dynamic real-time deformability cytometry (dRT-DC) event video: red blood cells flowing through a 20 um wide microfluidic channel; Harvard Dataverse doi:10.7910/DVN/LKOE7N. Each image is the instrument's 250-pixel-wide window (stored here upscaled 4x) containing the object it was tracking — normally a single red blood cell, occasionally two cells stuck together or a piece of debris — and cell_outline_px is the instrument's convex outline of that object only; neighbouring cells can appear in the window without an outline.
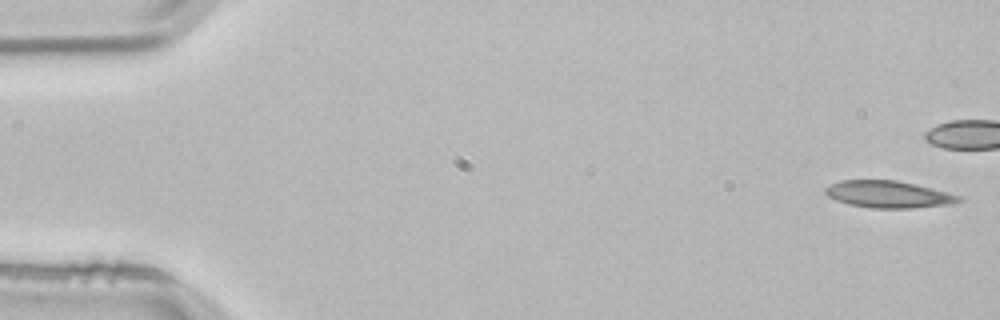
{"species": "common noctule bat (a hibernating species)", "species_latin": "Nyctalus noctula", "temperature_condition": "room temperature", "stored_images_in_passage": 41, "camera_frame_rate_fps": 3000, "um_per_image_px": 0.085, "animal": {"sex": "male", "body_mass_g": 21.5, "forearm_length_mm": 52.0}, "frame": {"image": 1, "passage_image": 1, "time_ms": 0.0, "image_size_px": [1000, 320], "cell_outline_px": [[960, 200], [952, 204], [912, 208], [872, 208], [848, 204], [836, 200], [828, 196], [824, 192], [824, 188], [840, 180], [896, 180], [916, 184], [948, 192], [960, 196]], "centroid_in_image_um": [75.5, 16.51], "position_along_channel_um": 9.5, "area_um2": 20.92}}
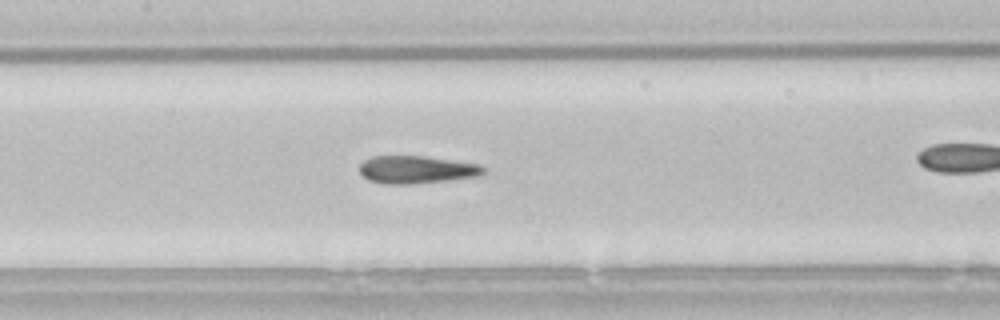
{"frame": {"image": 2, "passage_image": 24, "time_ms": 7.667, "image_size_px": [1000, 320], "cell_outline_px": [[488, 168], [480, 176], [448, 180], [412, 184], [384, 184], [368, 180], [360, 172], [360, 164], [364, 160], [372, 156], [424, 156], [480, 164]], "centroid_in_image_um": [35.43, 14.42], "position_along_channel_um": 172.0, "area_um2": 20.11}}